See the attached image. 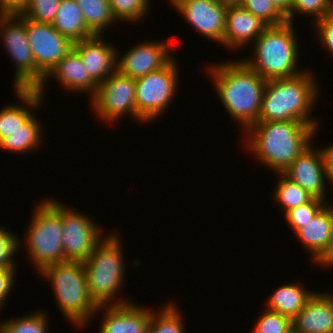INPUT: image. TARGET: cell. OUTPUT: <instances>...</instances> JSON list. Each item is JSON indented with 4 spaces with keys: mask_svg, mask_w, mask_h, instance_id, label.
I'll return each instance as SVG.
<instances>
[{
    "mask_svg": "<svg viewBox=\"0 0 333 333\" xmlns=\"http://www.w3.org/2000/svg\"><path fill=\"white\" fill-rule=\"evenodd\" d=\"M333 11L332 0H293L291 11L286 18L287 22L294 23L295 14L312 16L316 23L321 20L325 15Z\"/></svg>",
    "mask_w": 333,
    "mask_h": 333,
    "instance_id": "obj_32",
    "label": "cell"
},
{
    "mask_svg": "<svg viewBox=\"0 0 333 333\" xmlns=\"http://www.w3.org/2000/svg\"><path fill=\"white\" fill-rule=\"evenodd\" d=\"M314 146L312 142L282 174L313 197L326 201L327 179L323 155L320 148Z\"/></svg>",
    "mask_w": 333,
    "mask_h": 333,
    "instance_id": "obj_15",
    "label": "cell"
},
{
    "mask_svg": "<svg viewBox=\"0 0 333 333\" xmlns=\"http://www.w3.org/2000/svg\"><path fill=\"white\" fill-rule=\"evenodd\" d=\"M147 308L132 302L98 306L95 315L104 310L99 333H148L152 309Z\"/></svg>",
    "mask_w": 333,
    "mask_h": 333,
    "instance_id": "obj_18",
    "label": "cell"
},
{
    "mask_svg": "<svg viewBox=\"0 0 333 333\" xmlns=\"http://www.w3.org/2000/svg\"><path fill=\"white\" fill-rule=\"evenodd\" d=\"M268 27L261 19L248 12L241 5L227 6L223 43L226 49L242 50L255 40ZM241 47V48H240Z\"/></svg>",
    "mask_w": 333,
    "mask_h": 333,
    "instance_id": "obj_19",
    "label": "cell"
},
{
    "mask_svg": "<svg viewBox=\"0 0 333 333\" xmlns=\"http://www.w3.org/2000/svg\"><path fill=\"white\" fill-rule=\"evenodd\" d=\"M169 3L199 34L216 44L223 43L227 6L216 0H169Z\"/></svg>",
    "mask_w": 333,
    "mask_h": 333,
    "instance_id": "obj_12",
    "label": "cell"
},
{
    "mask_svg": "<svg viewBox=\"0 0 333 333\" xmlns=\"http://www.w3.org/2000/svg\"><path fill=\"white\" fill-rule=\"evenodd\" d=\"M276 175L280 176V180H277L278 183L277 186L275 185L272 197L274 202L276 201V204L281 206L282 214H286L289 210L305 204L313 198L310 193L289 180L282 173H279V175L276 173Z\"/></svg>",
    "mask_w": 333,
    "mask_h": 333,
    "instance_id": "obj_27",
    "label": "cell"
},
{
    "mask_svg": "<svg viewBox=\"0 0 333 333\" xmlns=\"http://www.w3.org/2000/svg\"><path fill=\"white\" fill-rule=\"evenodd\" d=\"M81 9L88 28L95 35H103L104 30L116 24L109 0H75ZM109 26V27H108Z\"/></svg>",
    "mask_w": 333,
    "mask_h": 333,
    "instance_id": "obj_26",
    "label": "cell"
},
{
    "mask_svg": "<svg viewBox=\"0 0 333 333\" xmlns=\"http://www.w3.org/2000/svg\"><path fill=\"white\" fill-rule=\"evenodd\" d=\"M37 274L50 282L55 301L66 317L65 320L78 329H84L91 322L98 306L89 295L82 262L50 264Z\"/></svg>",
    "mask_w": 333,
    "mask_h": 333,
    "instance_id": "obj_6",
    "label": "cell"
},
{
    "mask_svg": "<svg viewBox=\"0 0 333 333\" xmlns=\"http://www.w3.org/2000/svg\"><path fill=\"white\" fill-rule=\"evenodd\" d=\"M40 122L33 114L21 128L10 132L9 136L0 142V150L22 155L37 150L43 143L44 129Z\"/></svg>",
    "mask_w": 333,
    "mask_h": 333,
    "instance_id": "obj_25",
    "label": "cell"
},
{
    "mask_svg": "<svg viewBox=\"0 0 333 333\" xmlns=\"http://www.w3.org/2000/svg\"><path fill=\"white\" fill-rule=\"evenodd\" d=\"M252 333H286L292 328V319L267 309L259 315Z\"/></svg>",
    "mask_w": 333,
    "mask_h": 333,
    "instance_id": "obj_35",
    "label": "cell"
},
{
    "mask_svg": "<svg viewBox=\"0 0 333 333\" xmlns=\"http://www.w3.org/2000/svg\"><path fill=\"white\" fill-rule=\"evenodd\" d=\"M56 78V82L70 93H87L89 100L97 91V84L91 79L88 71L84 67L80 56L71 49L45 76L42 84L36 89L43 97L45 95L46 84L51 78ZM44 94V95H43Z\"/></svg>",
    "mask_w": 333,
    "mask_h": 333,
    "instance_id": "obj_17",
    "label": "cell"
},
{
    "mask_svg": "<svg viewBox=\"0 0 333 333\" xmlns=\"http://www.w3.org/2000/svg\"><path fill=\"white\" fill-rule=\"evenodd\" d=\"M0 225V268H17L14 255L22 247V239Z\"/></svg>",
    "mask_w": 333,
    "mask_h": 333,
    "instance_id": "obj_36",
    "label": "cell"
},
{
    "mask_svg": "<svg viewBox=\"0 0 333 333\" xmlns=\"http://www.w3.org/2000/svg\"><path fill=\"white\" fill-rule=\"evenodd\" d=\"M109 233L82 262L89 295L97 306L131 303L124 297V300L115 299L124 285L123 281L126 280V263L120 234L115 231Z\"/></svg>",
    "mask_w": 333,
    "mask_h": 333,
    "instance_id": "obj_4",
    "label": "cell"
},
{
    "mask_svg": "<svg viewBox=\"0 0 333 333\" xmlns=\"http://www.w3.org/2000/svg\"><path fill=\"white\" fill-rule=\"evenodd\" d=\"M150 0H109L111 13L117 23H142L149 13ZM145 17V18H144Z\"/></svg>",
    "mask_w": 333,
    "mask_h": 333,
    "instance_id": "obj_30",
    "label": "cell"
},
{
    "mask_svg": "<svg viewBox=\"0 0 333 333\" xmlns=\"http://www.w3.org/2000/svg\"><path fill=\"white\" fill-rule=\"evenodd\" d=\"M297 284H284L273 290L264 303L267 304L266 309L293 319L315 293Z\"/></svg>",
    "mask_w": 333,
    "mask_h": 333,
    "instance_id": "obj_23",
    "label": "cell"
},
{
    "mask_svg": "<svg viewBox=\"0 0 333 333\" xmlns=\"http://www.w3.org/2000/svg\"><path fill=\"white\" fill-rule=\"evenodd\" d=\"M286 333H298L297 331H295L293 328H291L289 331H287Z\"/></svg>",
    "mask_w": 333,
    "mask_h": 333,
    "instance_id": "obj_44",
    "label": "cell"
},
{
    "mask_svg": "<svg viewBox=\"0 0 333 333\" xmlns=\"http://www.w3.org/2000/svg\"><path fill=\"white\" fill-rule=\"evenodd\" d=\"M242 133L246 136L245 146L255 159L279 174L314 142L317 130L300 121H264L252 124Z\"/></svg>",
    "mask_w": 333,
    "mask_h": 333,
    "instance_id": "obj_2",
    "label": "cell"
},
{
    "mask_svg": "<svg viewBox=\"0 0 333 333\" xmlns=\"http://www.w3.org/2000/svg\"><path fill=\"white\" fill-rule=\"evenodd\" d=\"M32 217L24 236L23 247L29 261L39 273L50 264L64 263L62 242V203L54 198L43 199L34 206Z\"/></svg>",
    "mask_w": 333,
    "mask_h": 333,
    "instance_id": "obj_7",
    "label": "cell"
},
{
    "mask_svg": "<svg viewBox=\"0 0 333 333\" xmlns=\"http://www.w3.org/2000/svg\"><path fill=\"white\" fill-rule=\"evenodd\" d=\"M321 147L320 150L323 155V161H324V167H325V173H326V179L327 184L330 185L333 190V143L327 145V147Z\"/></svg>",
    "mask_w": 333,
    "mask_h": 333,
    "instance_id": "obj_40",
    "label": "cell"
},
{
    "mask_svg": "<svg viewBox=\"0 0 333 333\" xmlns=\"http://www.w3.org/2000/svg\"><path fill=\"white\" fill-rule=\"evenodd\" d=\"M317 84L308 70L291 78L267 80L258 122L300 121L319 130L317 119L312 117L319 97Z\"/></svg>",
    "mask_w": 333,
    "mask_h": 333,
    "instance_id": "obj_3",
    "label": "cell"
},
{
    "mask_svg": "<svg viewBox=\"0 0 333 333\" xmlns=\"http://www.w3.org/2000/svg\"><path fill=\"white\" fill-rule=\"evenodd\" d=\"M322 266L325 268H331L333 267V241L329 244L328 249L326 252L321 256V258L315 263L317 266Z\"/></svg>",
    "mask_w": 333,
    "mask_h": 333,
    "instance_id": "obj_41",
    "label": "cell"
},
{
    "mask_svg": "<svg viewBox=\"0 0 333 333\" xmlns=\"http://www.w3.org/2000/svg\"><path fill=\"white\" fill-rule=\"evenodd\" d=\"M26 35L36 67L44 76L73 48V42L49 23L26 18Z\"/></svg>",
    "mask_w": 333,
    "mask_h": 333,
    "instance_id": "obj_13",
    "label": "cell"
},
{
    "mask_svg": "<svg viewBox=\"0 0 333 333\" xmlns=\"http://www.w3.org/2000/svg\"><path fill=\"white\" fill-rule=\"evenodd\" d=\"M177 305L176 302L169 301L164 307H158L160 310L156 313L155 310L152 311L148 333H186L184 319Z\"/></svg>",
    "mask_w": 333,
    "mask_h": 333,
    "instance_id": "obj_28",
    "label": "cell"
},
{
    "mask_svg": "<svg viewBox=\"0 0 333 333\" xmlns=\"http://www.w3.org/2000/svg\"><path fill=\"white\" fill-rule=\"evenodd\" d=\"M106 41L103 35H94L73 43L72 49L80 56L89 76L97 85L117 71L118 49Z\"/></svg>",
    "mask_w": 333,
    "mask_h": 333,
    "instance_id": "obj_16",
    "label": "cell"
},
{
    "mask_svg": "<svg viewBox=\"0 0 333 333\" xmlns=\"http://www.w3.org/2000/svg\"><path fill=\"white\" fill-rule=\"evenodd\" d=\"M14 92L20 101L19 105L13 103L0 109V142L9 136L10 132L21 128L34 114L33 110L44 103V98L36 89H14Z\"/></svg>",
    "mask_w": 333,
    "mask_h": 333,
    "instance_id": "obj_22",
    "label": "cell"
},
{
    "mask_svg": "<svg viewBox=\"0 0 333 333\" xmlns=\"http://www.w3.org/2000/svg\"><path fill=\"white\" fill-rule=\"evenodd\" d=\"M298 333H333V293L315 292L292 319Z\"/></svg>",
    "mask_w": 333,
    "mask_h": 333,
    "instance_id": "obj_20",
    "label": "cell"
},
{
    "mask_svg": "<svg viewBox=\"0 0 333 333\" xmlns=\"http://www.w3.org/2000/svg\"><path fill=\"white\" fill-rule=\"evenodd\" d=\"M326 204L295 236L316 263L333 241V203ZM331 204V205H330Z\"/></svg>",
    "mask_w": 333,
    "mask_h": 333,
    "instance_id": "obj_21",
    "label": "cell"
},
{
    "mask_svg": "<svg viewBox=\"0 0 333 333\" xmlns=\"http://www.w3.org/2000/svg\"><path fill=\"white\" fill-rule=\"evenodd\" d=\"M103 235V236H102ZM105 238L103 230L85 212L62 204V242L65 262H83Z\"/></svg>",
    "mask_w": 333,
    "mask_h": 333,
    "instance_id": "obj_11",
    "label": "cell"
},
{
    "mask_svg": "<svg viewBox=\"0 0 333 333\" xmlns=\"http://www.w3.org/2000/svg\"><path fill=\"white\" fill-rule=\"evenodd\" d=\"M207 66L220 103L240 129L258 122L266 80L242 59Z\"/></svg>",
    "mask_w": 333,
    "mask_h": 333,
    "instance_id": "obj_1",
    "label": "cell"
},
{
    "mask_svg": "<svg viewBox=\"0 0 333 333\" xmlns=\"http://www.w3.org/2000/svg\"><path fill=\"white\" fill-rule=\"evenodd\" d=\"M295 29L294 23L290 22L268 26L251 44L252 56L242 57V60L266 81L303 73L305 69H297L300 51Z\"/></svg>",
    "mask_w": 333,
    "mask_h": 333,
    "instance_id": "obj_5",
    "label": "cell"
},
{
    "mask_svg": "<svg viewBox=\"0 0 333 333\" xmlns=\"http://www.w3.org/2000/svg\"><path fill=\"white\" fill-rule=\"evenodd\" d=\"M28 3L29 0H0V15H19Z\"/></svg>",
    "mask_w": 333,
    "mask_h": 333,
    "instance_id": "obj_39",
    "label": "cell"
},
{
    "mask_svg": "<svg viewBox=\"0 0 333 333\" xmlns=\"http://www.w3.org/2000/svg\"><path fill=\"white\" fill-rule=\"evenodd\" d=\"M173 58L161 69L135 79L137 115L145 122L155 121L172 104L179 88V66ZM178 87V88H177Z\"/></svg>",
    "mask_w": 333,
    "mask_h": 333,
    "instance_id": "obj_9",
    "label": "cell"
},
{
    "mask_svg": "<svg viewBox=\"0 0 333 333\" xmlns=\"http://www.w3.org/2000/svg\"><path fill=\"white\" fill-rule=\"evenodd\" d=\"M314 24L320 44L333 56V11Z\"/></svg>",
    "mask_w": 333,
    "mask_h": 333,
    "instance_id": "obj_37",
    "label": "cell"
},
{
    "mask_svg": "<svg viewBox=\"0 0 333 333\" xmlns=\"http://www.w3.org/2000/svg\"><path fill=\"white\" fill-rule=\"evenodd\" d=\"M31 313L4 320L0 323V333H48L50 323L47 312L38 310Z\"/></svg>",
    "mask_w": 333,
    "mask_h": 333,
    "instance_id": "obj_29",
    "label": "cell"
},
{
    "mask_svg": "<svg viewBox=\"0 0 333 333\" xmlns=\"http://www.w3.org/2000/svg\"><path fill=\"white\" fill-rule=\"evenodd\" d=\"M241 6L268 26H278L287 22L270 0H243Z\"/></svg>",
    "mask_w": 333,
    "mask_h": 333,
    "instance_id": "obj_33",
    "label": "cell"
},
{
    "mask_svg": "<svg viewBox=\"0 0 333 333\" xmlns=\"http://www.w3.org/2000/svg\"><path fill=\"white\" fill-rule=\"evenodd\" d=\"M51 25L73 43L89 39L95 35L88 28L75 0H61Z\"/></svg>",
    "mask_w": 333,
    "mask_h": 333,
    "instance_id": "obj_24",
    "label": "cell"
},
{
    "mask_svg": "<svg viewBox=\"0 0 333 333\" xmlns=\"http://www.w3.org/2000/svg\"><path fill=\"white\" fill-rule=\"evenodd\" d=\"M326 204L327 201L313 197L309 202L289 210L284 215V219L295 234L300 228L304 227V224L311 221Z\"/></svg>",
    "mask_w": 333,
    "mask_h": 333,
    "instance_id": "obj_31",
    "label": "cell"
},
{
    "mask_svg": "<svg viewBox=\"0 0 333 333\" xmlns=\"http://www.w3.org/2000/svg\"><path fill=\"white\" fill-rule=\"evenodd\" d=\"M135 96V79L116 71L97 86V91L88 105L93 108L97 119L106 125L111 122L114 124L127 115L143 124L145 122L137 115Z\"/></svg>",
    "mask_w": 333,
    "mask_h": 333,
    "instance_id": "obj_10",
    "label": "cell"
},
{
    "mask_svg": "<svg viewBox=\"0 0 333 333\" xmlns=\"http://www.w3.org/2000/svg\"><path fill=\"white\" fill-rule=\"evenodd\" d=\"M61 0H29L26 9L20 14L35 22L52 24Z\"/></svg>",
    "mask_w": 333,
    "mask_h": 333,
    "instance_id": "obj_34",
    "label": "cell"
},
{
    "mask_svg": "<svg viewBox=\"0 0 333 333\" xmlns=\"http://www.w3.org/2000/svg\"><path fill=\"white\" fill-rule=\"evenodd\" d=\"M0 42L16 65L14 89H37L45 76L37 69L26 35V18L0 15Z\"/></svg>",
    "mask_w": 333,
    "mask_h": 333,
    "instance_id": "obj_8",
    "label": "cell"
},
{
    "mask_svg": "<svg viewBox=\"0 0 333 333\" xmlns=\"http://www.w3.org/2000/svg\"><path fill=\"white\" fill-rule=\"evenodd\" d=\"M271 3L275 6V8L285 17L289 16L291 11V7L293 4V0H270Z\"/></svg>",
    "mask_w": 333,
    "mask_h": 333,
    "instance_id": "obj_42",
    "label": "cell"
},
{
    "mask_svg": "<svg viewBox=\"0 0 333 333\" xmlns=\"http://www.w3.org/2000/svg\"><path fill=\"white\" fill-rule=\"evenodd\" d=\"M170 42L172 43V40L159 42L143 40L123 53V56L120 51H117L119 52L117 53V71L124 76L137 79L161 69L173 58L170 53L173 46Z\"/></svg>",
    "mask_w": 333,
    "mask_h": 333,
    "instance_id": "obj_14",
    "label": "cell"
},
{
    "mask_svg": "<svg viewBox=\"0 0 333 333\" xmlns=\"http://www.w3.org/2000/svg\"><path fill=\"white\" fill-rule=\"evenodd\" d=\"M216 1L225 6H236V5H241L243 0H216Z\"/></svg>",
    "mask_w": 333,
    "mask_h": 333,
    "instance_id": "obj_43",
    "label": "cell"
},
{
    "mask_svg": "<svg viewBox=\"0 0 333 333\" xmlns=\"http://www.w3.org/2000/svg\"><path fill=\"white\" fill-rule=\"evenodd\" d=\"M17 268H0V309L5 306L4 302H7V297L12 291L14 282L16 281Z\"/></svg>",
    "mask_w": 333,
    "mask_h": 333,
    "instance_id": "obj_38",
    "label": "cell"
}]
</instances>
